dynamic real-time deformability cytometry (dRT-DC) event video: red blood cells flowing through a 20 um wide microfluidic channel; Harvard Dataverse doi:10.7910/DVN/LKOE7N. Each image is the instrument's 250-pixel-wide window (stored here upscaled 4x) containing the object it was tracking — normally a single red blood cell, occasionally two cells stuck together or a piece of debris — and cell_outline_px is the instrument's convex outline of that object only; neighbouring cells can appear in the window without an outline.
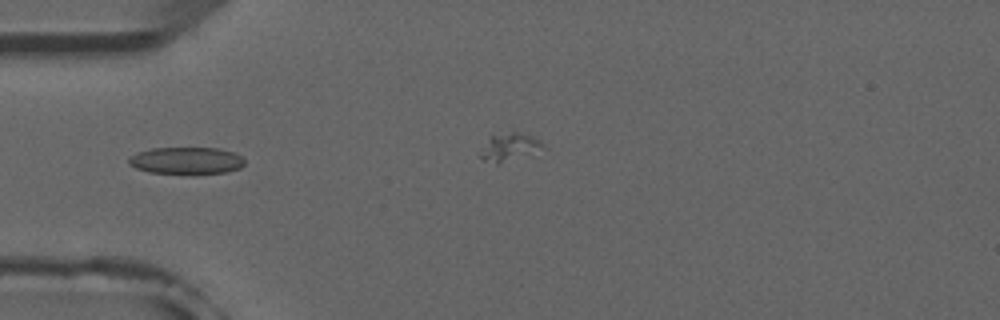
{"species": "common noctule bat (a hibernating species)", "species_latin": "Nyctalus noctula", "temperature_condition": "room temperature", "stored_images_in_passage": 8, "camera_frame_rate_fps": 3000, "um_per_image_px": 0.085, "animal": {"sex": "male", "forearm_length_mm": 52.5}, "frame": {"image": 1, "passage_image": 4, "time_ms": 4.667, "image_size_px": [1000, 320], "cell_outline_px": [[244, 164], [240, 168], [224, 172], [196, 176], [148, 172], [136, 168], [128, 164], [128, 160], [136, 152], [152, 148], [220, 148], [232, 152], [240, 156], [244, 160]], "centroid_in_image_um": [15.83, 13.68], "position_along_channel_um": 69.2, "area_um2": 18.79}}
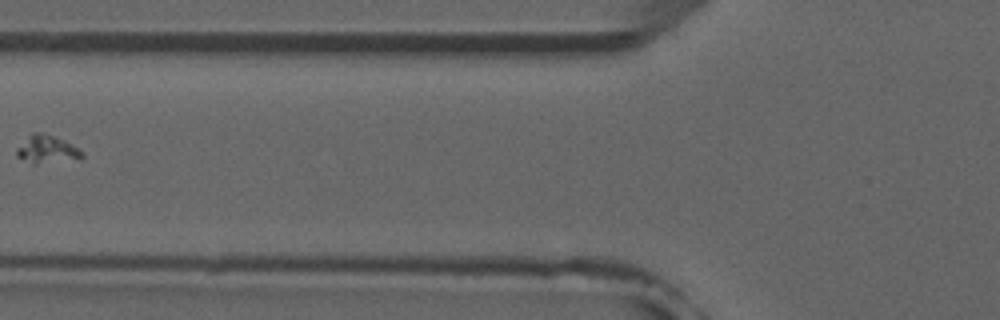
{"frame": {"image": 2, "passage_image": 6, "time_ms": 7.333, "image_size_px": [1000, 320], "cell_outline_px": [[84, 156], [80, 160], [36, 164], [32, 164], [16, 156], [16, 148], [32, 132], [44, 132], [80, 148]], "centroid_in_image_um": [4.0, 12.72], "position_along_channel_um": 121.8, "area_um2": 10.87}}
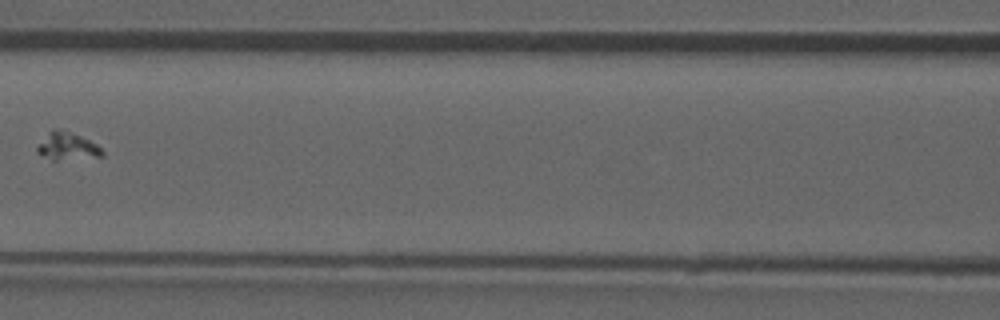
{"frame": {"image": 3, "passage_image": 7, "time_ms": 8.333, "image_size_px": [1000, 320], "cell_outline_px": [[104, 156], [56, 160], [52, 160], [40, 156], [36, 152], [36, 148], [52, 128], [60, 128], [80, 136], [96, 144], [104, 152]], "centroid_in_image_um": [5.69, 12.44], "position_along_channel_um": 160.9, "area_um2": 10.4}}